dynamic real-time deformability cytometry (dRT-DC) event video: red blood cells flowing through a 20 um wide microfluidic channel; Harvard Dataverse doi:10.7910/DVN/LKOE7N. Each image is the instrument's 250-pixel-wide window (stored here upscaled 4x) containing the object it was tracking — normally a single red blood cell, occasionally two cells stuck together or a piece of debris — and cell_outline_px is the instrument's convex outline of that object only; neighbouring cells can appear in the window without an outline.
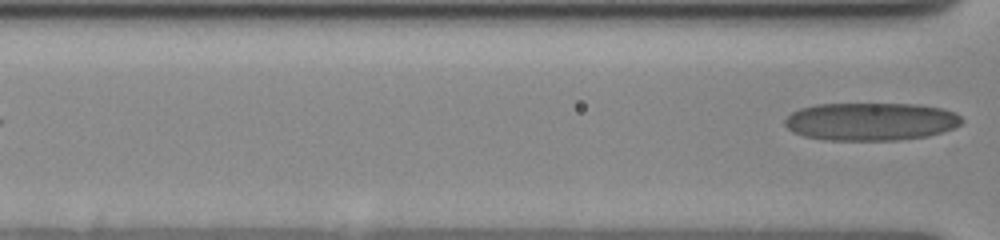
{"species": "human", "species_latin": "Homo sapiens", "temperature_condition": "cold", "stored_images_in_passage": 7, "segment_of_instrument_passage": [2, 2], "camera_frame_rate_fps": 3000, "um_per_image_px": 0.085, "donor": {"sex": "female"}, "frame": {"image": 1, "passage_image": 7, "time_ms": 6.333, "image_size_px": [1000, 240], "cell_outline_px": [[964, 120], [960, 124], [952, 128], [928, 136], [896, 140], [824, 140], [804, 136], [792, 132], [784, 124], [784, 120], [792, 112], [800, 108], [816, 104], [916, 104], [944, 108], [956, 112]], "centroid_in_image_um": [74.01, 10.32], "position_along_channel_um": 92.6, "area_um2": 39.25}}